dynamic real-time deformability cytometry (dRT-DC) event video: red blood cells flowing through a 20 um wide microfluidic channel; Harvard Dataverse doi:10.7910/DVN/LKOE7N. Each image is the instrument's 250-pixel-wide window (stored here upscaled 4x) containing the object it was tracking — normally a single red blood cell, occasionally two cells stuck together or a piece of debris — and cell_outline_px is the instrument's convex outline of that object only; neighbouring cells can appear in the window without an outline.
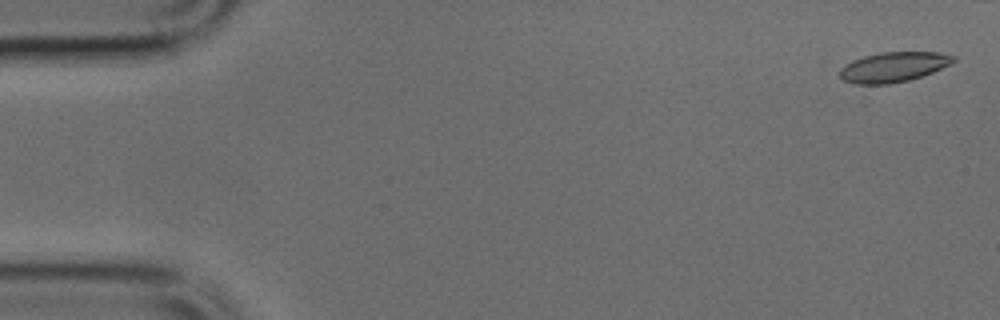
{"species": "common noctule bat (a hibernating species)", "species_latin": "Nyctalus noctula", "temperature_condition": "cold", "stored_images_in_passage": 43, "camera_frame_rate_fps": 3000, "um_per_image_px": 0.085, "animal": {"sex": "male", "body_mass_g": 17.9, "forearm_length_mm": 54.2}, "frame": {"image": 1, "passage_image": 2, "time_ms": 0.333, "image_size_px": [1000, 320], "cell_outline_px": [[956, 60], [952, 64], [932, 72], [908, 80], [888, 84], [856, 84], [844, 80], [840, 76], [840, 68], [852, 60], [864, 56], [880, 52], [936, 52], [956, 56]], "centroid_in_image_um": [75.95, 5.69], "position_along_channel_um": 9.0, "area_um2": 19.77}}
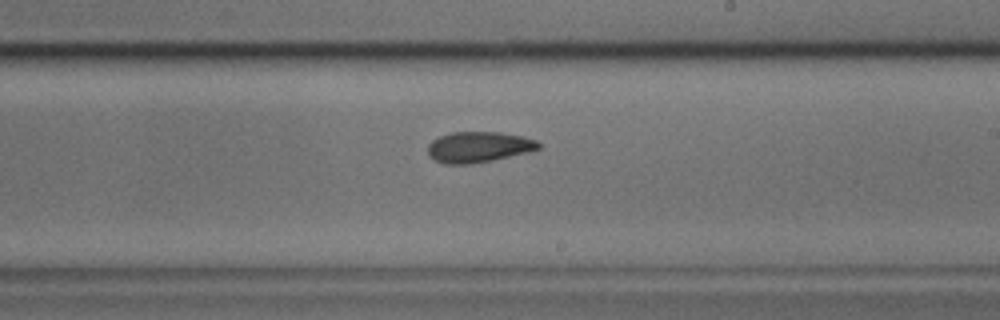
{"frame": {"image": 2, "passage_image": 29, "time_ms": 9.333, "image_size_px": [1000, 320], "cell_outline_px": [[540, 148], [532, 152], [472, 164], [444, 164], [428, 156], [428, 144], [432, 140], [440, 136], [452, 132], [500, 132], [524, 136], [536, 140], [540, 144]], "centroid_in_image_um": [40.7, 12.5], "position_along_channel_um": 248.3, "area_um2": 20.06}}
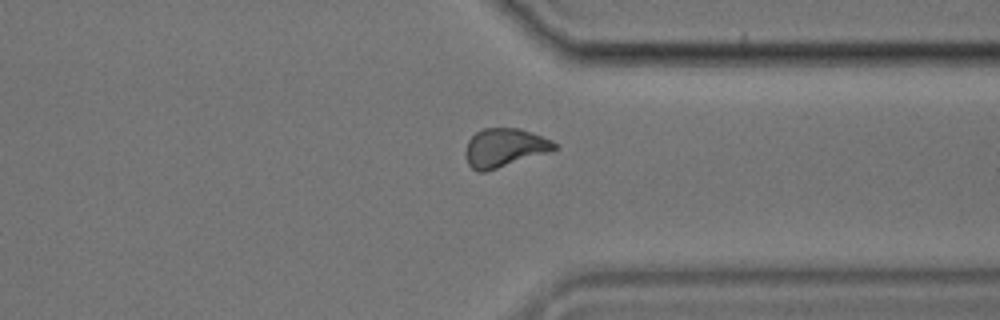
{"frame": {"image": 3, "passage_image": 38, "time_ms": 12.333, "image_size_px": [1000, 320], "cell_outline_px": [[556, 148], [548, 152], [484, 172], [476, 172], [468, 164], [464, 152], [468, 140], [476, 132], [484, 128], [520, 128], [532, 132], [552, 140], [556, 144]], "centroid_in_image_um": [42.84, 12.54], "position_along_channel_um": 368.6, "area_um2": 19.88}}